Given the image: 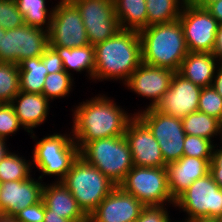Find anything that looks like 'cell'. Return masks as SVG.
<instances>
[{
  "label": "cell",
  "instance_id": "f6af8a7d",
  "mask_svg": "<svg viewBox=\"0 0 222 222\" xmlns=\"http://www.w3.org/2000/svg\"><path fill=\"white\" fill-rule=\"evenodd\" d=\"M0 222H17L15 216L11 214H0Z\"/></svg>",
  "mask_w": 222,
  "mask_h": 222
},
{
  "label": "cell",
  "instance_id": "4fadbf2b",
  "mask_svg": "<svg viewBox=\"0 0 222 222\" xmlns=\"http://www.w3.org/2000/svg\"><path fill=\"white\" fill-rule=\"evenodd\" d=\"M179 21L189 52H212L219 23L206 8L183 5Z\"/></svg>",
  "mask_w": 222,
  "mask_h": 222
},
{
  "label": "cell",
  "instance_id": "8d00e7d4",
  "mask_svg": "<svg viewBox=\"0 0 222 222\" xmlns=\"http://www.w3.org/2000/svg\"><path fill=\"white\" fill-rule=\"evenodd\" d=\"M17 222H43L45 216V204L43 200L18 211L15 215Z\"/></svg>",
  "mask_w": 222,
  "mask_h": 222
},
{
  "label": "cell",
  "instance_id": "ac0fdd59",
  "mask_svg": "<svg viewBox=\"0 0 222 222\" xmlns=\"http://www.w3.org/2000/svg\"><path fill=\"white\" fill-rule=\"evenodd\" d=\"M41 183L32 177L0 183L3 213L15 215L18 211L40 202L44 182Z\"/></svg>",
  "mask_w": 222,
  "mask_h": 222
},
{
  "label": "cell",
  "instance_id": "d590c367",
  "mask_svg": "<svg viewBox=\"0 0 222 222\" xmlns=\"http://www.w3.org/2000/svg\"><path fill=\"white\" fill-rule=\"evenodd\" d=\"M169 213L164 205L145 206L135 222H171Z\"/></svg>",
  "mask_w": 222,
  "mask_h": 222
},
{
  "label": "cell",
  "instance_id": "d6986e66",
  "mask_svg": "<svg viewBox=\"0 0 222 222\" xmlns=\"http://www.w3.org/2000/svg\"><path fill=\"white\" fill-rule=\"evenodd\" d=\"M212 158L182 156L179 160L166 164L168 187L176 200L195 180L210 171Z\"/></svg>",
  "mask_w": 222,
  "mask_h": 222
},
{
  "label": "cell",
  "instance_id": "681fc988",
  "mask_svg": "<svg viewBox=\"0 0 222 222\" xmlns=\"http://www.w3.org/2000/svg\"><path fill=\"white\" fill-rule=\"evenodd\" d=\"M195 222H216L214 220H200V221H195Z\"/></svg>",
  "mask_w": 222,
  "mask_h": 222
},
{
  "label": "cell",
  "instance_id": "4316f807",
  "mask_svg": "<svg viewBox=\"0 0 222 222\" xmlns=\"http://www.w3.org/2000/svg\"><path fill=\"white\" fill-rule=\"evenodd\" d=\"M186 135L198 136L211 141L220 134V121L206 113L195 111L181 119Z\"/></svg>",
  "mask_w": 222,
  "mask_h": 222
},
{
  "label": "cell",
  "instance_id": "44dd1931",
  "mask_svg": "<svg viewBox=\"0 0 222 222\" xmlns=\"http://www.w3.org/2000/svg\"><path fill=\"white\" fill-rule=\"evenodd\" d=\"M42 200L52 214L73 222H88V216L79 207L76 199L61 181L43 186Z\"/></svg>",
  "mask_w": 222,
  "mask_h": 222
},
{
  "label": "cell",
  "instance_id": "484cf974",
  "mask_svg": "<svg viewBox=\"0 0 222 222\" xmlns=\"http://www.w3.org/2000/svg\"><path fill=\"white\" fill-rule=\"evenodd\" d=\"M45 1L46 0H15L26 25L41 29L45 28L46 31L50 30L54 7L48 10Z\"/></svg>",
  "mask_w": 222,
  "mask_h": 222
},
{
  "label": "cell",
  "instance_id": "c3c4849f",
  "mask_svg": "<svg viewBox=\"0 0 222 222\" xmlns=\"http://www.w3.org/2000/svg\"><path fill=\"white\" fill-rule=\"evenodd\" d=\"M221 137H220V139H221V142L220 143H222V120L220 121V134H219Z\"/></svg>",
  "mask_w": 222,
  "mask_h": 222
},
{
  "label": "cell",
  "instance_id": "816d5d0a",
  "mask_svg": "<svg viewBox=\"0 0 222 222\" xmlns=\"http://www.w3.org/2000/svg\"><path fill=\"white\" fill-rule=\"evenodd\" d=\"M215 221L216 222H222V215L220 217H218Z\"/></svg>",
  "mask_w": 222,
  "mask_h": 222
},
{
  "label": "cell",
  "instance_id": "e575fe53",
  "mask_svg": "<svg viewBox=\"0 0 222 222\" xmlns=\"http://www.w3.org/2000/svg\"><path fill=\"white\" fill-rule=\"evenodd\" d=\"M23 127L10 103H0V138L7 139Z\"/></svg>",
  "mask_w": 222,
  "mask_h": 222
},
{
  "label": "cell",
  "instance_id": "7c38bea8",
  "mask_svg": "<svg viewBox=\"0 0 222 222\" xmlns=\"http://www.w3.org/2000/svg\"><path fill=\"white\" fill-rule=\"evenodd\" d=\"M79 10L89 44L95 46L121 30L113 0H70Z\"/></svg>",
  "mask_w": 222,
  "mask_h": 222
},
{
  "label": "cell",
  "instance_id": "5bb4252c",
  "mask_svg": "<svg viewBox=\"0 0 222 222\" xmlns=\"http://www.w3.org/2000/svg\"><path fill=\"white\" fill-rule=\"evenodd\" d=\"M124 136L131 150L133 166L166 167L158 141L136 114L128 123Z\"/></svg>",
  "mask_w": 222,
  "mask_h": 222
},
{
  "label": "cell",
  "instance_id": "bcb514c9",
  "mask_svg": "<svg viewBox=\"0 0 222 222\" xmlns=\"http://www.w3.org/2000/svg\"><path fill=\"white\" fill-rule=\"evenodd\" d=\"M201 0H182L183 5H197Z\"/></svg>",
  "mask_w": 222,
  "mask_h": 222
},
{
  "label": "cell",
  "instance_id": "f5cc1de1",
  "mask_svg": "<svg viewBox=\"0 0 222 222\" xmlns=\"http://www.w3.org/2000/svg\"><path fill=\"white\" fill-rule=\"evenodd\" d=\"M2 213H3V209L1 207V196H0V214H2Z\"/></svg>",
  "mask_w": 222,
  "mask_h": 222
},
{
  "label": "cell",
  "instance_id": "30bf717a",
  "mask_svg": "<svg viewBox=\"0 0 222 222\" xmlns=\"http://www.w3.org/2000/svg\"><path fill=\"white\" fill-rule=\"evenodd\" d=\"M136 115L148 126L160 145V150L166 164L175 162L183 156L185 131L182 120L168 116L155 108H146Z\"/></svg>",
  "mask_w": 222,
  "mask_h": 222
},
{
  "label": "cell",
  "instance_id": "e0dca14e",
  "mask_svg": "<svg viewBox=\"0 0 222 222\" xmlns=\"http://www.w3.org/2000/svg\"><path fill=\"white\" fill-rule=\"evenodd\" d=\"M144 207L117 186L88 216V222H135Z\"/></svg>",
  "mask_w": 222,
  "mask_h": 222
},
{
  "label": "cell",
  "instance_id": "60d3db41",
  "mask_svg": "<svg viewBox=\"0 0 222 222\" xmlns=\"http://www.w3.org/2000/svg\"><path fill=\"white\" fill-rule=\"evenodd\" d=\"M205 8L219 24L222 23V0L210 2Z\"/></svg>",
  "mask_w": 222,
  "mask_h": 222
},
{
  "label": "cell",
  "instance_id": "1f68e13d",
  "mask_svg": "<svg viewBox=\"0 0 222 222\" xmlns=\"http://www.w3.org/2000/svg\"><path fill=\"white\" fill-rule=\"evenodd\" d=\"M198 111L222 120V97L211 86L203 87L199 96Z\"/></svg>",
  "mask_w": 222,
  "mask_h": 222
},
{
  "label": "cell",
  "instance_id": "83f0119b",
  "mask_svg": "<svg viewBox=\"0 0 222 222\" xmlns=\"http://www.w3.org/2000/svg\"><path fill=\"white\" fill-rule=\"evenodd\" d=\"M182 0H146L147 26L179 19Z\"/></svg>",
  "mask_w": 222,
  "mask_h": 222
},
{
  "label": "cell",
  "instance_id": "ba28073f",
  "mask_svg": "<svg viewBox=\"0 0 222 222\" xmlns=\"http://www.w3.org/2000/svg\"><path fill=\"white\" fill-rule=\"evenodd\" d=\"M119 187L144 206L175 204L168 187L166 167L133 166Z\"/></svg>",
  "mask_w": 222,
  "mask_h": 222
},
{
  "label": "cell",
  "instance_id": "7402d4cb",
  "mask_svg": "<svg viewBox=\"0 0 222 222\" xmlns=\"http://www.w3.org/2000/svg\"><path fill=\"white\" fill-rule=\"evenodd\" d=\"M218 61L209 52H189L177 73L202 88L208 87L212 85Z\"/></svg>",
  "mask_w": 222,
  "mask_h": 222
},
{
  "label": "cell",
  "instance_id": "f1b7e54d",
  "mask_svg": "<svg viewBox=\"0 0 222 222\" xmlns=\"http://www.w3.org/2000/svg\"><path fill=\"white\" fill-rule=\"evenodd\" d=\"M32 162L26 161L25 158L18 156L15 153H8L7 156L0 162V183L25 180L31 177Z\"/></svg>",
  "mask_w": 222,
  "mask_h": 222
},
{
  "label": "cell",
  "instance_id": "d6a6232c",
  "mask_svg": "<svg viewBox=\"0 0 222 222\" xmlns=\"http://www.w3.org/2000/svg\"><path fill=\"white\" fill-rule=\"evenodd\" d=\"M213 141L192 135H186L183 147V156L197 158H212Z\"/></svg>",
  "mask_w": 222,
  "mask_h": 222
},
{
  "label": "cell",
  "instance_id": "836d02e7",
  "mask_svg": "<svg viewBox=\"0 0 222 222\" xmlns=\"http://www.w3.org/2000/svg\"><path fill=\"white\" fill-rule=\"evenodd\" d=\"M24 24V17L19 12L15 0H0V27L8 30Z\"/></svg>",
  "mask_w": 222,
  "mask_h": 222
},
{
  "label": "cell",
  "instance_id": "3957f363",
  "mask_svg": "<svg viewBox=\"0 0 222 222\" xmlns=\"http://www.w3.org/2000/svg\"><path fill=\"white\" fill-rule=\"evenodd\" d=\"M142 63L170 69L174 72L189 53L179 19L149 25L139 31Z\"/></svg>",
  "mask_w": 222,
  "mask_h": 222
},
{
  "label": "cell",
  "instance_id": "52a82bcc",
  "mask_svg": "<svg viewBox=\"0 0 222 222\" xmlns=\"http://www.w3.org/2000/svg\"><path fill=\"white\" fill-rule=\"evenodd\" d=\"M54 133L45 136L35 144L33 152V164L44 175L58 176L61 181L70 170L72 163L79 156V149L73 137Z\"/></svg>",
  "mask_w": 222,
  "mask_h": 222
},
{
  "label": "cell",
  "instance_id": "8992f818",
  "mask_svg": "<svg viewBox=\"0 0 222 222\" xmlns=\"http://www.w3.org/2000/svg\"><path fill=\"white\" fill-rule=\"evenodd\" d=\"M174 206L188 214L184 222L215 221L222 215V188L209 172L195 180L175 200Z\"/></svg>",
  "mask_w": 222,
  "mask_h": 222
},
{
  "label": "cell",
  "instance_id": "f907efd6",
  "mask_svg": "<svg viewBox=\"0 0 222 222\" xmlns=\"http://www.w3.org/2000/svg\"><path fill=\"white\" fill-rule=\"evenodd\" d=\"M1 41H2V28L0 27V47H1Z\"/></svg>",
  "mask_w": 222,
  "mask_h": 222
},
{
  "label": "cell",
  "instance_id": "7bdbcfd3",
  "mask_svg": "<svg viewBox=\"0 0 222 222\" xmlns=\"http://www.w3.org/2000/svg\"><path fill=\"white\" fill-rule=\"evenodd\" d=\"M43 222H73L72 220L62 218L60 215L52 214V211L45 207V216Z\"/></svg>",
  "mask_w": 222,
  "mask_h": 222
},
{
  "label": "cell",
  "instance_id": "277c9868",
  "mask_svg": "<svg viewBox=\"0 0 222 222\" xmlns=\"http://www.w3.org/2000/svg\"><path fill=\"white\" fill-rule=\"evenodd\" d=\"M61 182L87 216L117 187L98 168L80 155L72 163Z\"/></svg>",
  "mask_w": 222,
  "mask_h": 222
},
{
  "label": "cell",
  "instance_id": "d4e9b609",
  "mask_svg": "<svg viewBox=\"0 0 222 222\" xmlns=\"http://www.w3.org/2000/svg\"><path fill=\"white\" fill-rule=\"evenodd\" d=\"M20 75V91L42 94L48 74L41 56L25 59L18 64Z\"/></svg>",
  "mask_w": 222,
  "mask_h": 222
},
{
  "label": "cell",
  "instance_id": "ee69618b",
  "mask_svg": "<svg viewBox=\"0 0 222 222\" xmlns=\"http://www.w3.org/2000/svg\"><path fill=\"white\" fill-rule=\"evenodd\" d=\"M6 139L0 138V162L2 161V159H4L8 153H10L8 151L9 148H6L8 146H6Z\"/></svg>",
  "mask_w": 222,
  "mask_h": 222
},
{
  "label": "cell",
  "instance_id": "603a6c76",
  "mask_svg": "<svg viewBox=\"0 0 222 222\" xmlns=\"http://www.w3.org/2000/svg\"><path fill=\"white\" fill-rule=\"evenodd\" d=\"M54 48L59 57L62 59L64 70L70 73L69 69H73L76 72H82L86 70L89 74V78L93 79L95 68V48L88 44L83 47H60L50 46Z\"/></svg>",
  "mask_w": 222,
  "mask_h": 222
},
{
  "label": "cell",
  "instance_id": "5b68a950",
  "mask_svg": "<svg viewBox=\"0 0 222 222\" xmlns=\"http://www.w3.org/2000/svg\"><path fill=\"white\" fill-rule=\"evenodd\" d=\"M79 155L98 168L117 186L133 168L131 150L125 136L101 138L88 142L79 151Z\"/></svg>",
  "mask_w": 222,
  "mask_h": 222
},
{
  "label": "cell",
  "instance_id": "9a60e30c",
  "mask_svg": "<svg viewBox=\"0 0 222 222\" xmlns=\"http://www.w3.org/2000/svg\"><path fill=\"white\" fill-rule=\"evenodd\" d=\"M201 90L202 87L175 72L170 88L155 109L168 116L182 119L192 112L198 111Z\"/></svg>",
  "mask_w": 222,
  "mask_h": 222
},
{
  "label": "cell",
  "instance_id": "b9f144b4",
  "mask_svg": "<svg viewBox=\"0 0 222 222\" xmlns=\"http://www.w3.org/2000/svg\"><path fill=\"white\" fill-rule=\"evenodd\" d=\"M215 75L213 77L212 87L222 97V62H218Z\"/></svg>",
  "mask_w": 222,
  "mask_h": 222
},
{
  "label": "cell",
  "instance_id": "7dc6e473",
  "mask_svg": "<svg viewBox=\"0 0 222 222\" xmlns=\"http://www.w3.org/2000/svg\"><path fill=\"white\" fill-rule=\"evenodd\" d=\"M213 1H217V0H201L197 5L199 7L205 8L210 2H213Z\"/></svg>",
  "mask_w": 222,
  "mask_h": 222
},
{
  "label": "cell",
  "instance_id": "ffe728a7",
  "mask_svg": "<svg viewBox=\"0 0 222 222\" xmlns=\"http://www.w3.org/2000/svg\"><path fill=\"white\" fill-rule=\"evenodd\" d=\"M49 99L43 94L25 93L20 91L11 101L15 114L26 132L33 134V128L44 123L49 114Z\"/></svg>",
  "mask_w": 222,
  "mask_h": 222
},
{
  "label": "cell",
  "instance_id": "ab89813d",
  "mask_svg": "<svg viewBox=\"0 0 222 222\" xmlns=\"http://www.w3.org/2000/svg\"><path fill=\"white\" fill-rule=\"evenodd\" d=\"M211 53L219 60V62H222V23L218 25V30L215 36V44Z\"/></svg>",
  "mask_w": 222,
  "mask_h": 222
},
{
  "label": "cell",
  "instance_id": "7a4b0ae2",
  "mask_svg": "<svg viewBox=\"0 0 222 222\" xmlns=\"http://www.w3.org/2000/svg\"><path fill=\"white\" fill-rule=\"evenodd\" d=\"M95 48L93 80H122L142 63V45L139 31L121 29L114 36L98 43Z\"/></svg>",
  "mask_w": 222,
  "mask_h": 222
},
{
  "label": "cell",
  "instance_id": "8fae6325",
  "mask_svg": "<svg viewBox=\"0 0 222 222\" xmlns=\"http://www.w3.org/2000/svg\"><path fill=\"white\" fill-rule=\"evenodd\" d=\"M48 35L49 46L74 48L89 44L80 12L70 0H60L54 7Z\"/></svg>",
  "mask_w": 222,
  "mask_h": 222
},
{
  "label": "cell",
  "instance_id": "9c48e42d",
  "mask_svg": "<svg viewBox=\"0 0 222 222\" xmlns=\"http://www.w3.org/2000/svg\"><path fill=\"white\" fill-rule=\"evenodd\" d=\"M49 47V35L45 29L26 24L5 30L2 28L0 62L17 65L25 59L41 56Z\"/></svg>",
  "mask_w": 222,
  "mask_h": 222
},
{
  "label": "cell",
  "instance_id": "f35d334b",
  "mask_svg": "<svg viewBox=\"0 0 222 222\" xmlns=\"http://www.w3.org/2000/svg\"><path fill=\"white\" fill-rule=\"evenodd\" d=\"M216 146L217 144H214L209 172L213 176V179L218 184V186L222 188V147L217 149Z\"/></svg>",
  "mask_w": 222,
  "mask_h": 222
},
{
  "label": "cell",
  "instance_id": "2e32d148",
  "mask_svg": "<svg viewBox=\"0 0 222 222\" xmlns=\"http://www.w3.org/2000/svg\"><path fill=\"white\" fill-rule=\"evenodd\" d=\"M174 71L141 63L123 84L143 98L152 102L147 108H155L170 88Z\"/></svg>",
  "mask_w": 222,
  "mask_h": 222
},
{
  "label": "cell",
  "instance_id": "6da1fadb",
  "mask_svg": "<svg viewBox=\"0 0 222 222\" xmlns=\"http://www.w3.org/2000/svg\"><path fill=\"white\" fill-rule=\"evenodd\" d=\"M72 137L79 151L88 143L101 138L124 136L134 117L105 95L81 102L73 110Z\"/></svg>",
  "mask_w": 222,
  "mask_h": 222
},
{
  "label": "cell",
  "instance_id": "cb8c5ba5",
  "mask_svg": "<svg viewBox=\"0 0 222 222\" xmlns=\"http://www.w3.org/2000/svg\"><path fill=\"white\" fill-rule=\"evenodd\" d=\"M121 29L140 31L147 27L146 0H113Z\"/></svg>",
  "mask_w": 222,
  "mask_h": 222
},
{
  "label": "cell",
  "instance_id": "4dcf8cb0",
  "mask_svg": "<svg viewBox=\"0 0 222 222\" xmlns=\"http://www.w3.org/2000/svg\"><path fill=\"white\" fill-rule=\"evenodd\" d=\"M71 75L65 70L47 74L42 94L49 100L68 96L73 86Z\"/></svg>",
  "mask_w": 222,
  "mask_h": 222
},
{
  "label": "cell",
  "instance_id": "74e56055",
  "mask_svg": "<svg viewBox=\"0 0 222 222\" xmlns=\"http://www.w3.org/2000/svg\"><path fill=\"white\" fill-rule=\"evenodd\" d=\"M41 59L46 66L48 74L64 70L62 59L59 57L57 51L50 46L41 55Z\"/></svg>",
  "mask_w": 222,
  "mask_h": 222
},
{
  "label": "cell",
  "instance_id": "f546056e",
  "mask_svg": "<svg viewBox=\"0 0 222 222\" xmlns=\"http://www.w3.org/2000/svg\"><path fill=\"white\" fill-rule=\"evenodd\" d=\"M19 92V66L16 63L0 62V103H11Z\"/></svg>",
  "mask_w": 222,
  "mask_h": 222
}]
</instances>
